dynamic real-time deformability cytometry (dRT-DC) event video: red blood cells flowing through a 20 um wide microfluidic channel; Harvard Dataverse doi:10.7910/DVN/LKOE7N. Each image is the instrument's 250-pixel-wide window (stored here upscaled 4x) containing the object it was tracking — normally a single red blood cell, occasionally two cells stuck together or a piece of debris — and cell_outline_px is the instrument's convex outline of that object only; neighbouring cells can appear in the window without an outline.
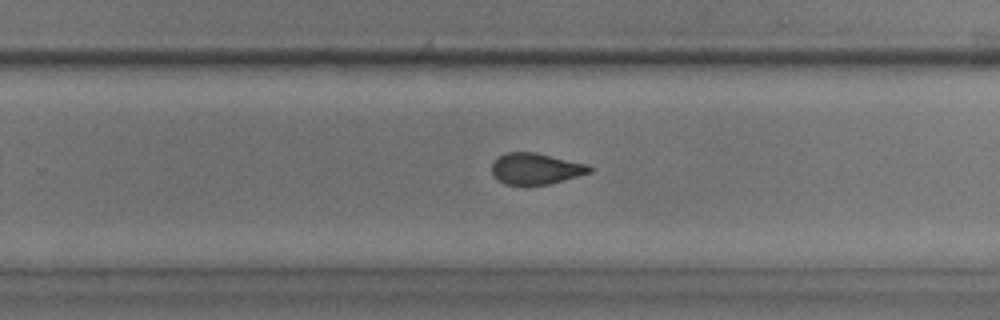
{"species": "common noctule bat (a hibernating species)", "species_latin": "Nyctalus noctula", "temperature_condition": "room temperature", "stored_images_in_passage": 30, "camera_frame_rate_fps": 3000, "um_per_image_px": 0.085, "animal": {"sex": "male", "body_mass_g": 17.9, "forearm_length_mm": 54.2}, "frame": {"image": 1, "passage_image": 22, "time_ms": 7.0, "image_size_px": [1000, 320], "cell_outline_px": [[592, 172], [548, 184], [528, 188], [524, 188], [504, 184], [492, 172], [492, 160], [504, 152], [536, 152], [588, 164], [592, 168]], "centroid_in_image_um": [45.5, 14.36], "position_along_channel_um": 284.3, "area_um2": 18.38}}